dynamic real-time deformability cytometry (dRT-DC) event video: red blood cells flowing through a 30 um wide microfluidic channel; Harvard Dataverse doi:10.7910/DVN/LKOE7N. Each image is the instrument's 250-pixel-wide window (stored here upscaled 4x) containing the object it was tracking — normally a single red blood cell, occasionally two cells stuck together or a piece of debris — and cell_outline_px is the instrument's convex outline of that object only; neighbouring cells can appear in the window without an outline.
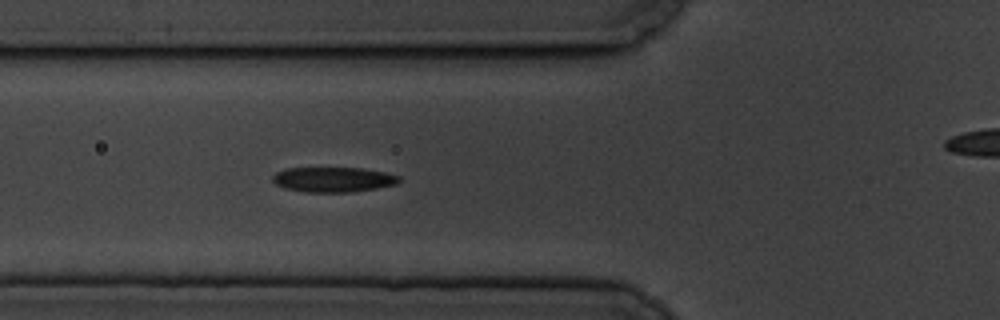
{"species": "common noctule bat (a hibernating species)", "species_latin": "Nyctalus noctula", "temperature_condition": "cold", "stored_images_in_passage": 5, "segment_of_instrument_passage": [1, 2], "camera_frame_rate_fps": 3000, "um_per_image_px": 0.085, "animal": {"sex": "male", "body_mass_g": 19.5, "forearm_length_mm": 54.6}, "frame": {"image": 1, "passage_image": 4, "time_ms": 4.333, "image_size_px": [1000, 320], "cell_outline_px": [[400, 180], [396, 184], [376, 188], [352, 192], [308, 192], [284, 188], [276, 184], [272, 180], [272, 176], [276, 172], [284, 168], [364, 168], [384, 172], [400, 176]], "centroid_in_image_um": [28.31, 15.25], "position_along_channel_um": 97.5, "area_um2": 18.44}}